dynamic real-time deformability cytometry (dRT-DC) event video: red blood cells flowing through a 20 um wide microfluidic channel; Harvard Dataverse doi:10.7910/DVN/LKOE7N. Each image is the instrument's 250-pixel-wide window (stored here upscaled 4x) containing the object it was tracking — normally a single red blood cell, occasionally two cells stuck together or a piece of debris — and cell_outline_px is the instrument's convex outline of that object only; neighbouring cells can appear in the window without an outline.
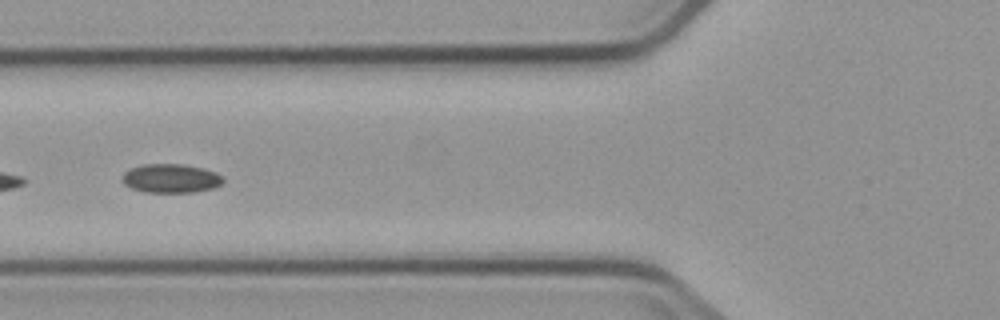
{"species": "common noctule bat (a hibernating species)", "species_latin": "Nyctalus noctula", "temperature_condition": "cold", "stored_images_in_passage": 7, "segment_of_instrument_passage": [2, 2], "camera_frame_rate_fps": 3000, "um_per_image_px": 0.085, "animal": {"sex": "male", "body_mass_g": 23.1, "forearm_length_mm": 52.7}, "frame": {"image": 1, "passage_image": 6, "time_ms": 6.0, "image_size_px": [1000, 320], "cell_outline_px": [[224, 180], [220, 184], [212, 188], [192, 192], [144, 192], [132, 188], [124, 184], [124, 172], [132, 168], [144, 164], [184, 164], [216, 172], [224, 176]], "centroid_in_image_um": [14.55, 15.16], "position_along_channel_um": 111.3, "area_um2": 16.76}}
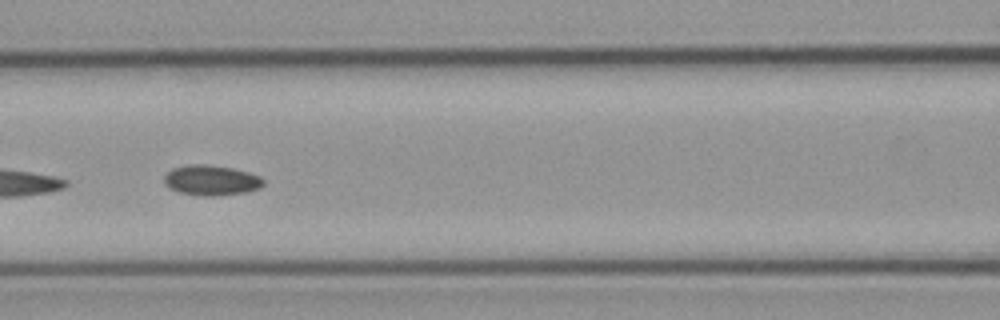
{"frame": {"image": 2, "passage_image": 7, "time_ms": 7.0, "image_size_px": [1000, 320], "cell_outline_px": [[264, 184], [260, 188], [244, 192], [212, 196], [200, 196], [180, 192], [168, 188], [164, 184], [164, 176], [172, 168], [188, 164], [204, 164], [232, 168], [248, 172], [260, 176], [264, 180]], "centroid_in_image_um": [17.93, 15.32], "position_along_channel_um": 148.7, "area_um2": 17.51}}